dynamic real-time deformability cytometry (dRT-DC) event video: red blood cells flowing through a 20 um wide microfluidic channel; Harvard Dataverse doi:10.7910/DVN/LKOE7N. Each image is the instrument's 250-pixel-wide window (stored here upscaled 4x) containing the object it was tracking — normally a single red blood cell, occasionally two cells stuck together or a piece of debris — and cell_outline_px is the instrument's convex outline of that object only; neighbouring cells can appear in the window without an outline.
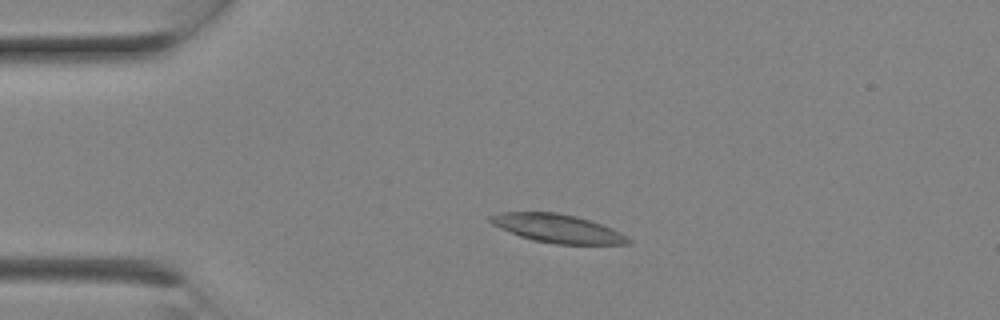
{"species": "Egyptian fruit bat (a non-hibernating species)", "species_latin": "Rousettus aegyptiacus", "temperature_condition": "room temperature", "stored_images_in_passage": 7, "camera_frame_rate_fps": 3000, "um_per_image_px": 0.085, "animal": {"sex": "female"}, "frame": {"image": 1, "passage_image": 4, "time_ms": 1.0, "image_size_px": [1000, 320], "cell_outline_px": [[632, 244], [556, 244], [532, 240], [520, 236], [500, 228], [492, 224], [488, 220], [488, 216], [500, 212], [556, 212], [576, 216], [612, 228], [628, 236], [632, 240]], "centroid_in_image_um": [47.39, 19.42], "position_along_channel_um": 37.6, "area_um2": 22.89}}
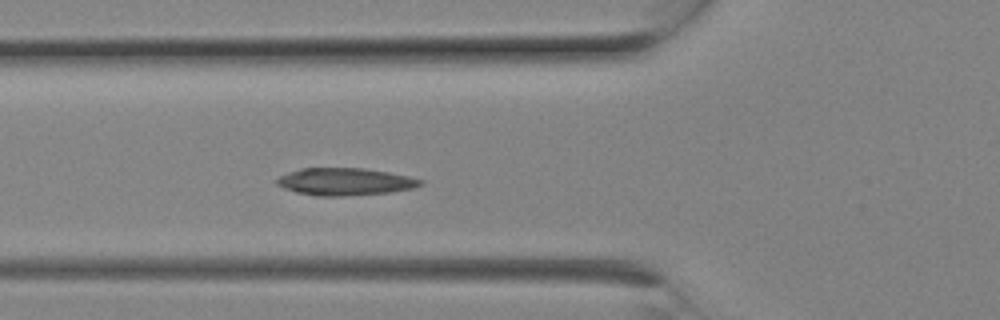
{"frame": {"image": 2, "passage_image": 7, "time_ms": 2.0, "image_size_px": [1000, 320], "cell_outline_px": [[424, 184], [412, 188], [388, 192], [344, 196], [316, 196], [296, 192], [284, 188], [276, 184], [276, 180], [280, 176], [288, 172], [300, 168], [364, 168], [388, 172], [408, 176], [424, 180]], "centroid_in_image_um": [29.31, 15.44], "position_along_channel_um": 96.5, "area_um2": 22.83}}